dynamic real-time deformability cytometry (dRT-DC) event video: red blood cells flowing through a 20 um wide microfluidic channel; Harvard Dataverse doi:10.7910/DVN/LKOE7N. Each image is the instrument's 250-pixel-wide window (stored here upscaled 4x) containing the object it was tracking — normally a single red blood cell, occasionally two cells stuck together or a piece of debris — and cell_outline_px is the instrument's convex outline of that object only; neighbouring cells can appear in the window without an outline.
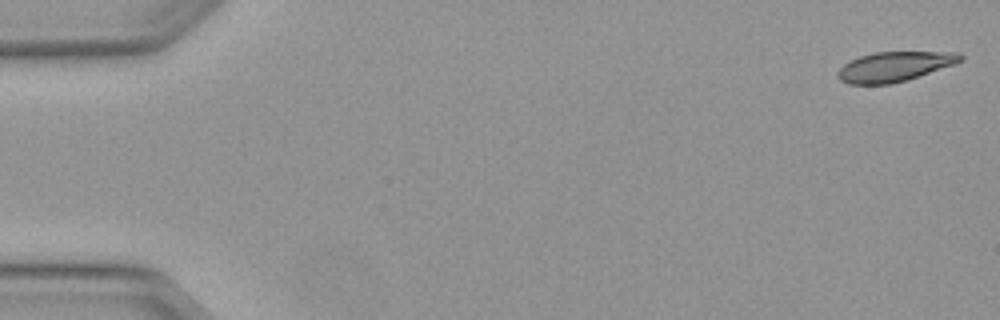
{"species": "Egyptian fruit bat (a non-hibernating species)", "species_latin": "Rousettus aegyptiacus", "temperature_condition": "warm", "stored_images_in_passage": 49, "camera_frame_rate_fps": 3000, "um_per_image_px": 0.085, "animal": {"sex": "female"}, "frame": {"image": 1, "passage_image": 1, "time_ms": 0.0, "image_size_px": [1000, 320], "cell_outline_px": [[964, 60], [956, 64], [892, 84], [848, 84], [840, 80], [836, 76], [836, 72], [844, 64], [860, 56], [876, 52], [960, 52], [964, 56]], "centroid_in_image_um": [76.05, 5.66], "position_along_channel_um": 9.0, "area_um2": 21.27}}
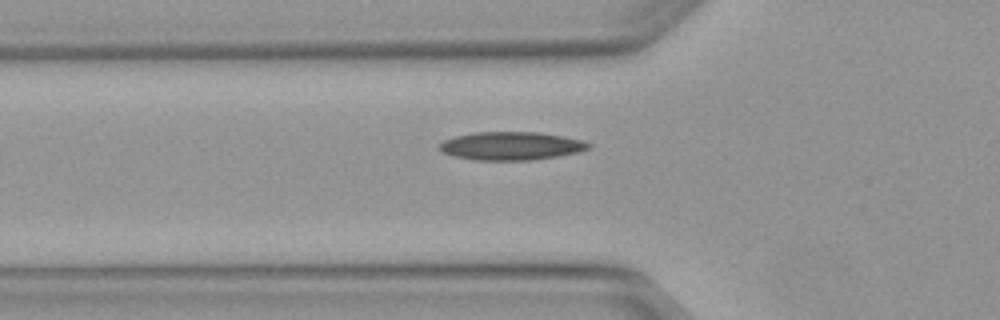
{"frame": {"image": 2, "passage_image": 17, "time_ms": 5.333, "image_size_px": [1000, 320], "cell_outline_px": [[592, 144], [588, 148], [576, 152], [556, 156], [532, 160], [472, 160], [452, 156], [436, 148], [444, 140], [452, 136], [476, 132], [540, 132], [580, 140]], "centroid_in_image_um": [43.36, 12.4], "position_along_channel_um": 82.4, "area_um2": 24.45}}
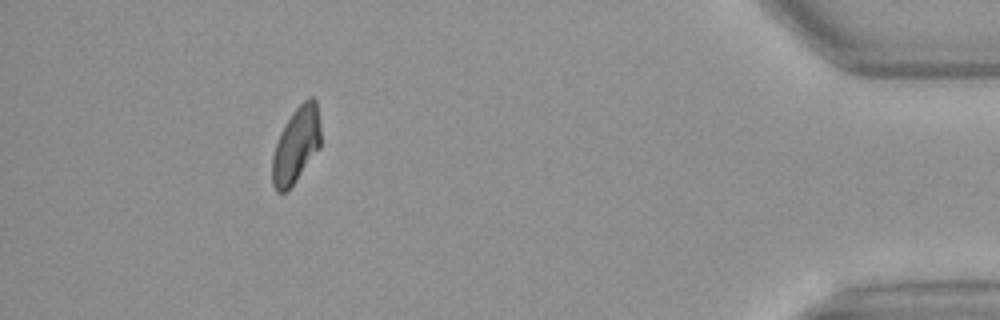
{"frame": {"image": 3, "passage_image": 45, "time_ms": 14.667, "image_size_px": [1000, 320], "cell_outline_px": [[320, 148], [296, 180], [284, 192], [276, 192], [272, 184], [272, 156], [280, 132], [292, 112], [308, 96], [312, 96], [316, 100], [320, 128]], "centroid_in_image_um": [25.17, 12.31], "position_along_channel_um": 410.0, "area_um2": 21.27}, "authors_computed_cell_mechanics": {"area_um2": 22.4842, "velocity_mm_per_s": 4.1253, "shape_relaxation_time_tau1_ms": null, "shape_relaxation_time_tau2_ms": 6.6265, "deformation_change_tau1": null, "deformation_change_tau2": 0.1384}}